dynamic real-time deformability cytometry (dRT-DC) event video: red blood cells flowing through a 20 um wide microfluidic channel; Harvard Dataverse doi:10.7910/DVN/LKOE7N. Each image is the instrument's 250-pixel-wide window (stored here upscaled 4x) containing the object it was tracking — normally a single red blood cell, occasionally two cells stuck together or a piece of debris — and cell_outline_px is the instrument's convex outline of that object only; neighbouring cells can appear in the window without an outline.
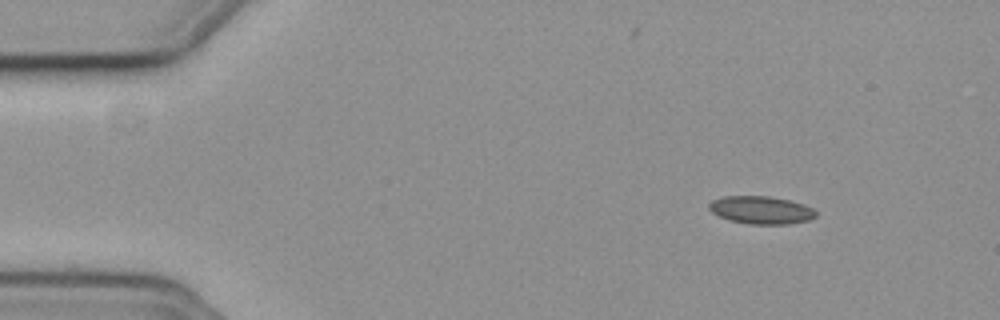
{"species": "common noctule bat (a hibernating species)", "species_latin": "Nyctalus noctula", "temperature_condition": "cold", "stored_images_in_passage": 49, "camera_frame_rate_fps": 3000, "um_per_image_px": 0.085, "animal": {"sex": "female", "body_mass_g": 19.3, "forearm_length_mm": 54.1}, "frame": {"image": 1, "passage_image": 1, "time_ms": 0.0, "image_size_px": [1000, 320], "cell_outline_px": [[816, 216], [808, 220], [788, 224], [752, 224], [732, 220], [720, 216], [712, 212], [708, 208], [708, 204], [712, 200], [724, 196], [768, 196], [788, 200], [804, 204], [812, 208], [816, 212]], "centroid_in_image_um": [64.69, 17.84], "position_along_channel_um": 20.3, "area_um2": 17.11}}
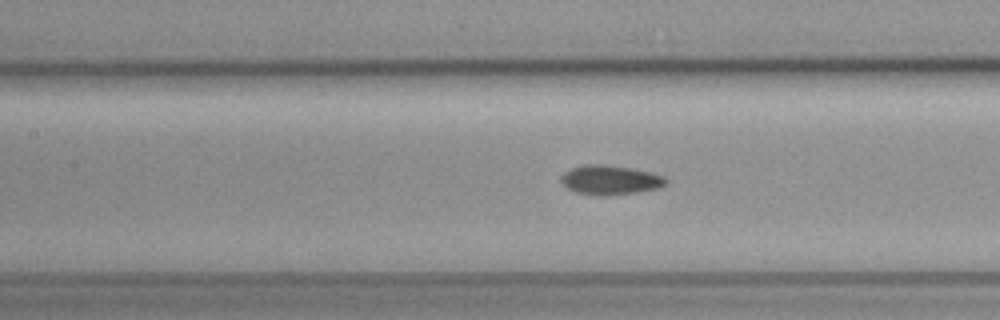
{"frame": {"image": 2, "passage_image": 19, "time_ms": 6.0, "image_size_px": [1000, 320], "cell_outline_px": [[668, 184], [660, 188], [636, 192], [604, 196], [600, 196], [576, 192], [568, 188], [560, 180], [560, 176], [564, 172], [572, 168], [584, 164], [600, 164], [632, 168], [652, 172], [664, 176], [668, 180]], "centroid_in_image_um": [51.9, 15.29], "position_along_channel_um": 155.5, "area_um2": 18.09}}
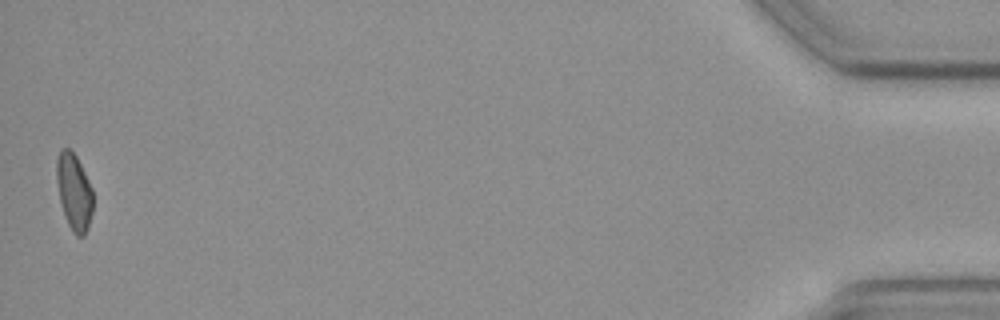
{"frame": {"image": 3, "passage_image": 49, "time_ms": 16.0, "image_size_px": [1000, 320], "cell_outline_px": [[92, 212], [88, 228], [84, 236], [76, 236], [72, 232], [68, 224], [60, 200], [56, 180], [56, 160], [60, 148], [68, 148], [76, 156], [92, 188]], "centroid_in_image_um": [6.28, 16.3], "position_along_channel_um": 428.9, "area_um2": 16.13}}